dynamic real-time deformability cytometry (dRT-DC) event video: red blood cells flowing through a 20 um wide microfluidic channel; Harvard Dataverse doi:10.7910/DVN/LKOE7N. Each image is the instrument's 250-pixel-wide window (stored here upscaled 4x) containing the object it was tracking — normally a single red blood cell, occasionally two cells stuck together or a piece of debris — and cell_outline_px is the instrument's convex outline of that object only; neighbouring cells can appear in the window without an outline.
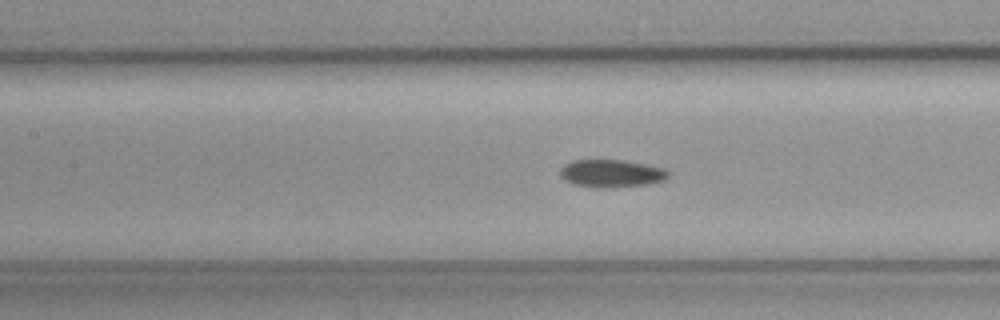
{"species": "common noctule bat (a hibernating species)", "species_latin": "Nyctalus noctula", "temperature_condition": "cold", "stored_images_in_passage": 59, "camera_frame_rate_fps": 3000, "um_per_image_px": 0.085, "animal": {"sex": "female", "body_mass_g": 19.3, "forearm_length_mm": 54.1}, "frame": {"image": 1, "passage_image": 26, "time_ms": 8.333, "image_size_px": [1000, 320], "cell_outline_px": [[668, 176], [664, 180], [648, 184], [596, 188], [592, 188], [572, 184], [564, 180], [560, 176], [560, 168], [564, 164], [572, 160], [624, 160], [664, 168], [668, 172]], "centroid_in_image_um": [51.9, 14.74], "position_along_channel_um": 155.5, "area_um2": 17.46}}